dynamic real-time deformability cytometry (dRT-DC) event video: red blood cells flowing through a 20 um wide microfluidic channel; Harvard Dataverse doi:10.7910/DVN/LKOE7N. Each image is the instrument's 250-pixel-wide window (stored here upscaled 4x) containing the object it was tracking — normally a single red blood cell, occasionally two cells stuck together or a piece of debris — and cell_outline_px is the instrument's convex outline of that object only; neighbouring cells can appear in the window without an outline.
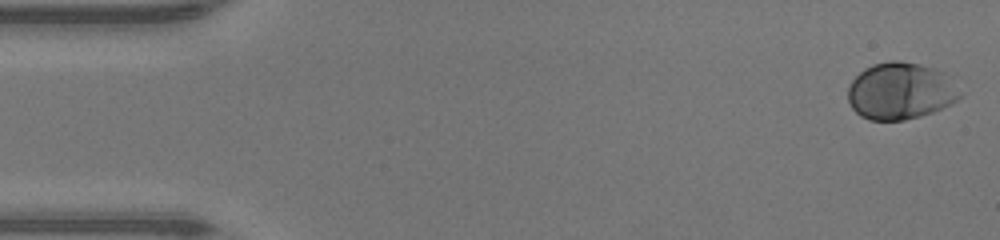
{"species": "human", "species_latin": "Homo sapiens", "temperature_condition": "warm", "stored_images_in_passage": 48, "segment_of_instrument_passage": [1, 2], "camera_frame_rate_fps": 3000, "um_per_image_px": 0.085, "donor": {"sex": "male"}, "frame": {"image": 1, "passage_image": 1, "time_ms": 0.0, "image_size_px": [1000, 240], "cell_outline_px": [[960, 96], [952, 104], [932, 112], [920, 116], [904, 120], [868, 120], [860, 116], [852, 108], [848, 100], [848, 88], [852, 80], [864, 68], [872, 64], [888, 60], [900, 60], [920, 64], [944, 72]], "centroid_in_image_um": [76.48, 7.73], "position_along_channel_um": 8.5, "area_um2": 36.93}}
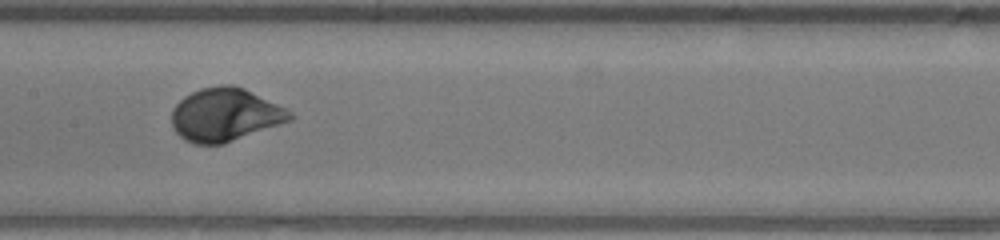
{"frame": {"image": 2, "passage_image": 23, "time_ms": 7.333, "image_size_px": [1000, 240], "cell_outline_px": [[296, 116], [292, 120], [224, 144], [196, 144], [184, 140], [176, 132], [172, 124], [172, 108], [184, 96], [200, 88], [220, 84], [232, 84], [244, 88], [288, 108]], "centroid_in_image_um": [19.16, 9.74], "position_along_channel_um": 188.2, "area_um2": 36.99}}
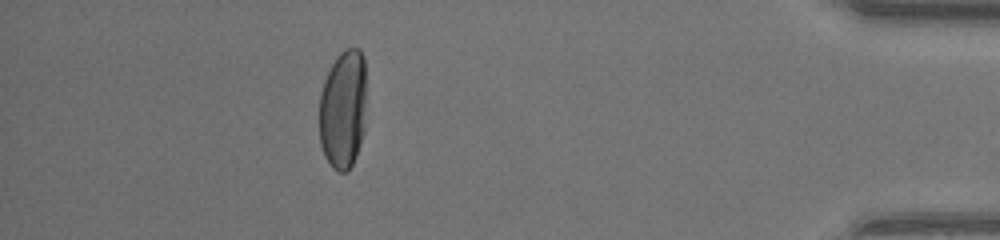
{"frame": {"image": 3, "passage_image": 42, "time_ms": 13.667, "image_size_px": [1000, 240], "cell_outline_px": [[364, 132], [356, 156], [352, 164], [344, 172], [340, 172], [332, 168], [324, 156], [320, 144], [320, 92], [324, 80], [336, 56], [344, 48], [360, 48], [364, 56]], "centroid_in_image_um": [29.15, 9.28], "position_along_channel_um": 406.1, "area_um2": 32.71}}